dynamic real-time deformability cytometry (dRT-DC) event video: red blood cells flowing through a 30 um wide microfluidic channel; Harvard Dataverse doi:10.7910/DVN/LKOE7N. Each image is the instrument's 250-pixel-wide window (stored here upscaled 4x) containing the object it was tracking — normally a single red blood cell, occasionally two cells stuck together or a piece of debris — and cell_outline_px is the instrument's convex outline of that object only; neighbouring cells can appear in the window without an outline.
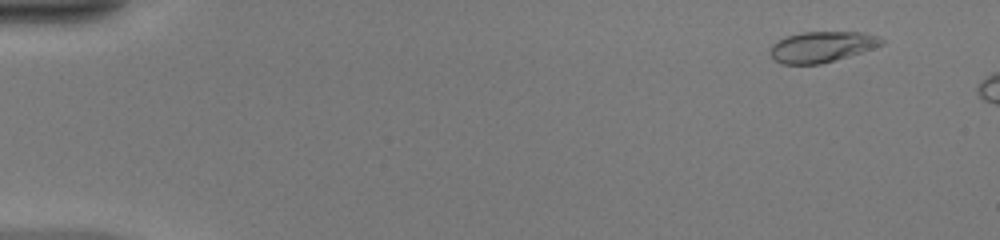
{"species": "common noctule bat (a hibernating species)", "species_latin": "Nyctalus noctula", "temperature_condition": "warm", "stored_images_in_passage": 9, "camera_frame_rate_fps": 3000, "um_per_image_px": 0.085, "animal": {"sex": "female", "body_mass_g": 20.0, "forearm_length_mm": 54.0}, "frame": {"image": 1, "passage_image": 4, "time_ms": 1.0, "image_size_px": [1000, 240], "cell_outline_px": [[884, 44], [848, 56], [820, 64], [780, 64], [768, 52], [772, 44], [784, 36], [804, 32], [864, 32], [880, 36], [884, 40]], "centroid_in_image_um": [69.84, 3.97], "position_along_channel_um": 15.2, "area_um2": 20.0}}